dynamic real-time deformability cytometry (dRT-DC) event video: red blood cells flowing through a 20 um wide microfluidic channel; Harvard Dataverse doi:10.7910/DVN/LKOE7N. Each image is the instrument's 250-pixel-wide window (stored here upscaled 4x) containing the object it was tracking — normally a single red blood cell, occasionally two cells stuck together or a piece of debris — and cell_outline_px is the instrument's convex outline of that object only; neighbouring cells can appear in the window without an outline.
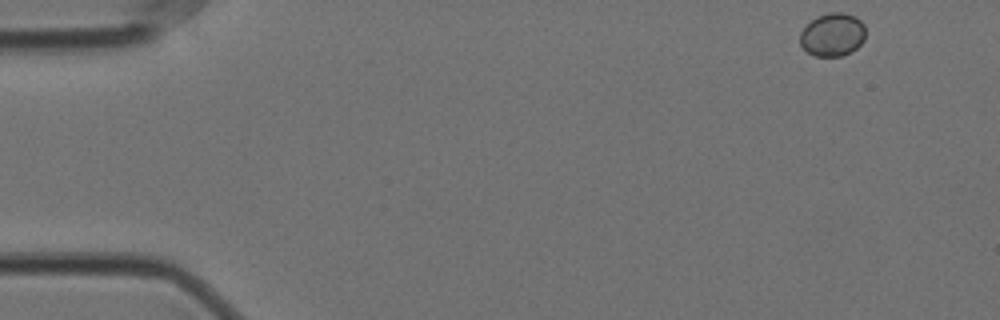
{"species": "Egyptian fruit bat (a non-hibernating species)", "species_latin": "Rousettus aegyptiacus", "temperature_condition": "cold", "stored_images_in_passage": 55, "camera_frame_rate_fps": 3000, "um_per_image_px": 0.085, "animal": {"sex": "female"}, "frame": {"image": 1, "passage_image": 1, "time_ms": 0.0, "image_size_px": [1000, 320], "cell_outline_px": [[864, 40], [852, 52], [840, 56], [816, 56], [808, 52], [800, 44], [800, 32], [816, 16], [832, 12], [844, 12], [856, 16], [864, 24]], "centroid_in_image_um": [70.78, 2.94], "position_along_channel_um": 14.2, "area_um2": 16.47}}
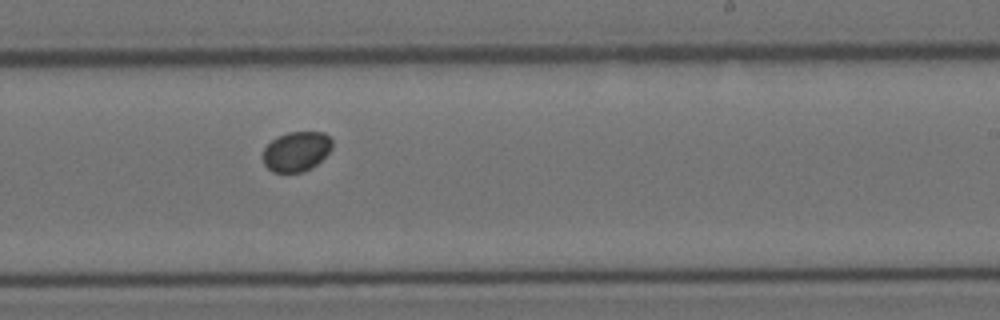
{"frame": {"image": 2, "passage_image": 32, "time_ms": 10.333, "image_size_px": [1000, 320], "cell_outline_px": [[332, 148], [312, 168], [304, 172], [272, 172], [264, 164], [260, 156], [264, 148], [272, 140], [288, 132], [324, 132], [332, 140]], "centroid_in_image_um": [25.16, 12.88], "position_along_channel_um": 263.8, "area_um2": 16.13}}
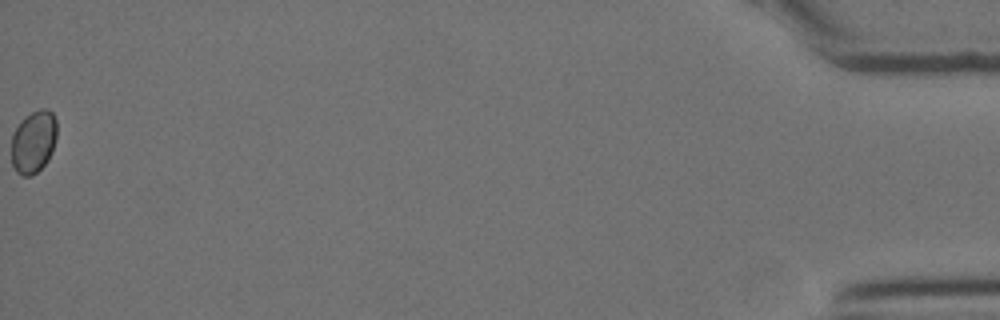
{"frame": {"image": 3, "passage_image": 55, "time_ms": 18.0, "image_size_px": [1000, 320], "cell_outline_px": [[56, 140], [52, 152], [48, 160], [32, 176], [20, 176], [16, 172], [12, 164], [12, 132], [20, 120], [32, 112], [40, 108], [48, 108], [52, 112], [56, 120]], "centroid_in_image_um": [2.84, 12.04], "position_along_channel_um": 432.4, "area_um2": 16.82}}